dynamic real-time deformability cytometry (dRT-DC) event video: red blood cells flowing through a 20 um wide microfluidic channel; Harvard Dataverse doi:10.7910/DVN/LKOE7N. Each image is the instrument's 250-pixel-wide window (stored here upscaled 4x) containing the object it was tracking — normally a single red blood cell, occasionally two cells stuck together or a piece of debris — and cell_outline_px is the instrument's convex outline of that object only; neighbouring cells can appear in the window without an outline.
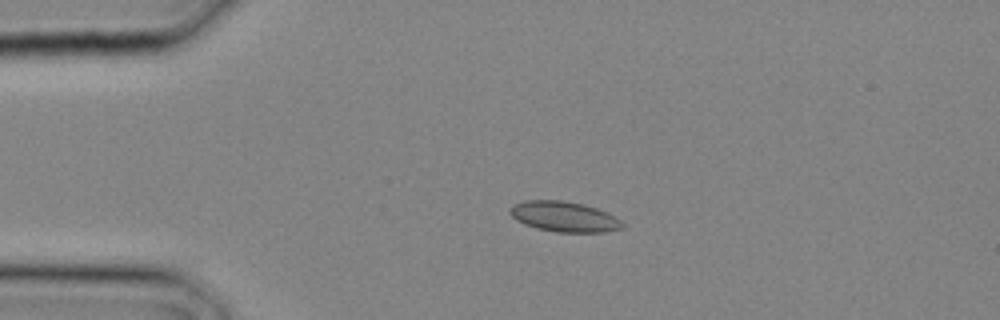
{"species": "common noctule bat (a hibernating species)", "species_latin": "Nyctalus noctula", "temperature_condition": "cold", "stored_images_in_passage": 2, "camera_frame_rate_fps": 3000, "um_per_image_px": 0.085, "animal": {"sex": "male", "body_mass_g": 20.4}, "frame": {"image": 1, "passage_image": 1, "time_ms": 0.0, "image_size_px": [1000, 320], "cell_outline_px": [[624, 228], [604, 232], [556, 232], [536, 228], [524, 224], [516, 220], [508, 212], [516, 204], [524, 200], [560, 200], [584, 204], [608, 212], [616, 216], [624, 224]], "centroid_in_image_um": [47.99, 18.42], "position_along_channel_um": 37.0, "area_um2": 19.94}}
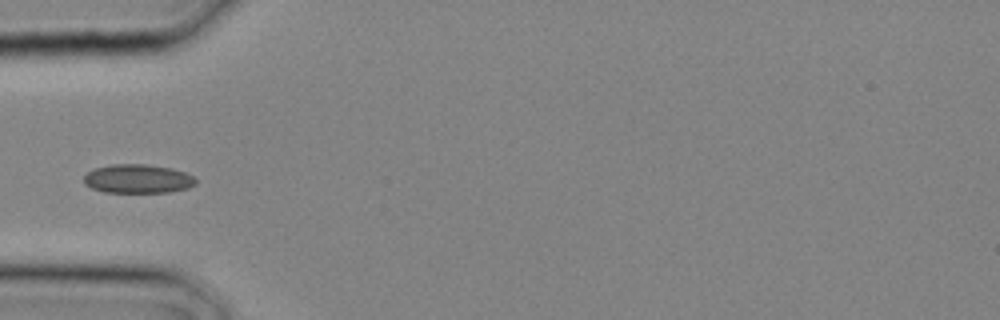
{"frame": {"image": 2, "passage_image": 2, "time_ms": 0.333, "image_size_px": [1000, 320], "cell_outline_px": [[196, 184], [188, 188], [168, 192], [104, 192], [92, 188], [84, 184], [84, 176], [88, 172], [96, 168], [112, 164], [148, 164], [172, 168], [184, 172], [192, 176], [196, 180]], "centroid_in_image_um": [11.71, 15.19], "position_along_channel_um": 73.3, "area_um2": 18.79}}